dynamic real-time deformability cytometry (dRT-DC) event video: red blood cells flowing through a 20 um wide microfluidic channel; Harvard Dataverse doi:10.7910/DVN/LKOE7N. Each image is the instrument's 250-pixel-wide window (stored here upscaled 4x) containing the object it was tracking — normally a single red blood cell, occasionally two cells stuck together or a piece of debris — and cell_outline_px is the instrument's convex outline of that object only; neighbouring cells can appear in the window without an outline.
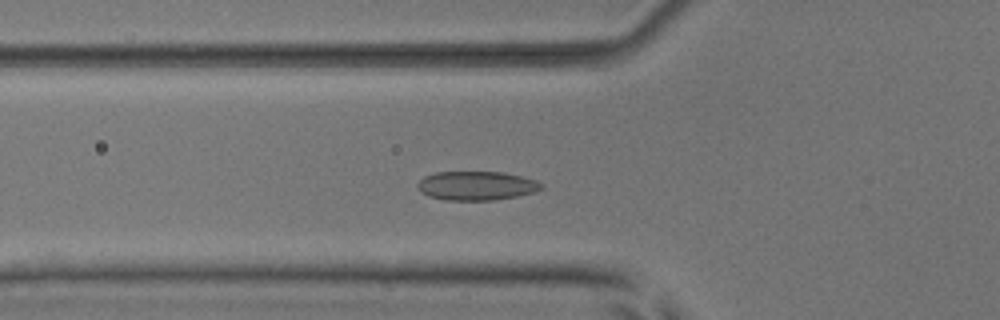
{"species": "common noctule bat (a hibernating species)", "species_latin": "Nyctalus noctula", "temperature_condition": "room temperature", "stored_images_in_passage": 51, "camera_frame_rate_fps": 3000, "um_per_image_px": 0.085, "animal": {"sex": "male", "body_mass_g": 17.9, "forearm_length_mm": 54.2}, "frame": {"image": 1, "passage_image": 17, "time_ms": 5.333, "image_size_px": [1000, 320], "cell_outline_px": [[544, 188], [532, 192], [516, 196], [492, 200], [444, 200], [428, 196], [416, 188], [416, 184], [424, 176], [436, 172], [504, 172], [536, 180], [544, 184]], "centroid_in_image_um": [40.48, 15.78], "position_along_channel_um": 85.3, "area_um2": 20.92}}
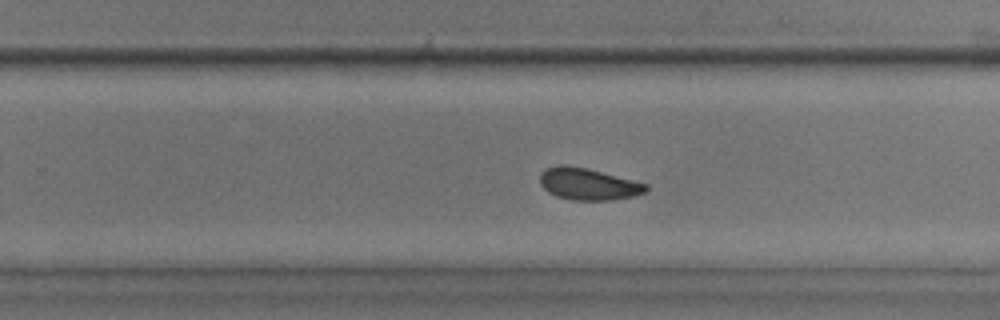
{"frame": {"image": 2, "passage_image": 32, "time_ms": 10.333, "image_size_px": [1000, 320], "cell_outline_px": [[648, 188], [644, 192], [632, 196], [608, 200], [572, 200], [556, 196], [548, 192], [540, 184], [540, 172], [544, 168], [560, 164], [568, 164], [648, 184]], "centroid_in_image_um": [49.92, 15.63], "position_along_channel_um": 279.9, "area_um2": 19.48}}
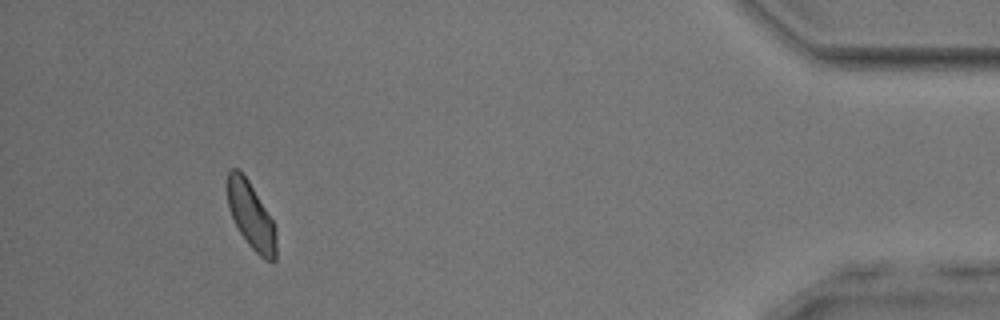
{"frame": {"image": 3, "passage_image": 47, "time_ms": 15.333, "image_size_px": [1000, 320], "cell_outline_px": [[276, 260], [272, 264], [264, 260], [248, 244], [240, 232], [232, 216], [228, 204], [228, 172], [232, 168], [236, 168], [248, 180], [272, 220], [276, 228]], "centroid_in_image_um": [21.37, 18.4], "position_along_channel_um": 413.8, "area_um2": 18.61}, "authors_computed_cell_mechanics": {"area_um2": 20.1144, "velocity_mm_per_s": 3.9015, "shape_relaxation_time_tau1_ms": 2.4381, "shape_relaxation_time_tau2_ms": 4.7562, "deformation_change_tau1": 0.0694, "deformation_change_tau2": 0.0713}}